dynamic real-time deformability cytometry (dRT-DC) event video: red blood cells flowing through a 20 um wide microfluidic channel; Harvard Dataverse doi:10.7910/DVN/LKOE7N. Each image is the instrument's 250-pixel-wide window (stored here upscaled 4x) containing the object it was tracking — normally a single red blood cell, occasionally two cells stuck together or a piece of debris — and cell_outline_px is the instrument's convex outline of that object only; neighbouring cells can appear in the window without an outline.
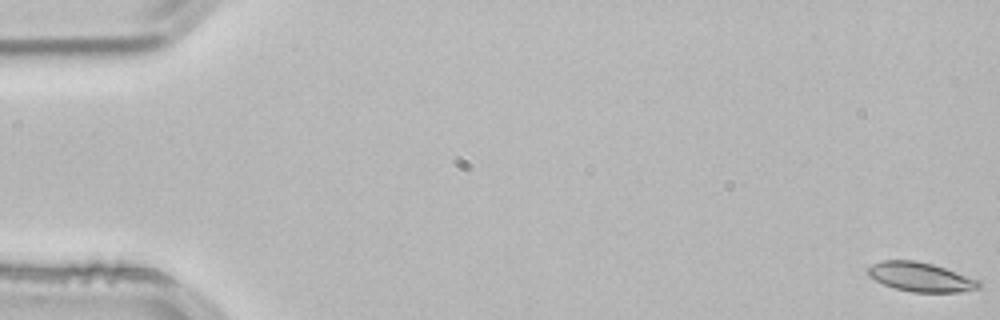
{"species": "common noctule bat (a hibernating species)", "species_latin": "Nyctalus noctula", "temperature_condition": "room temperature", "stored_images_in_passage": 54, "camera_frame_rate_fps": 3000, "um_per_image_px": 0.085, "animal": {"sex": "male", "body_mass_g": 21.5, "forearm_length_mm": 52.0}, "frame": {"image": 1, "passage_image": 1, "time_ms": 0.0, "image_size_px": [1000, 320], "cell_outline_px": [[980, 288], [960, 292], [912, 292], [896, 288], [884, 284], [868, 276], [868, 268], [872, 264], [884, 260], [916, 260], [932, 264], [980, 280]], "centroid_in_image_um": [78.26, 23.54], "position_along_channel_um": 6.7, "area_um2": 18.73}}
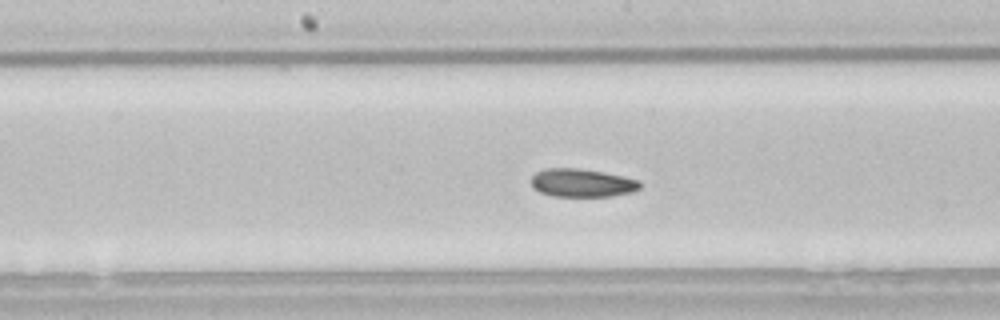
{"frame": {"image": 2, "passage_image": 28, "time_ms": 9.0, "image_size_px": [1000, 320], "cell_outline_px": [[640, 188], [632, 192], [612, 196], [552, 196], [540, 192], [532, 188], [532, 176], [536, 172], [544, 168], [580, 168], [604, 172], [624, 176], [640, 180]], "centroid_in_image_um": [49.47, 15.54], "position_along_channel_um": 198.7, "area_um2": 18.03}}
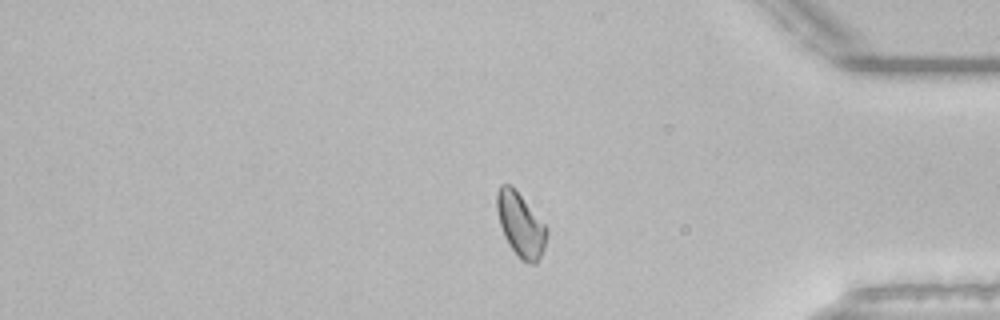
{"frame": {"image": 3, "passage_image": 45, "time_ms": 14.667, "image_size_px": [1000, 320], "cell_outline_px": [[548, 232], [544, 248], [536, 264], [532, 264], [520, 260], [508, 244], [504, 236], [500, 224], [496, 208], [496, 192], [500, 184], [512, 184], [548, 228]], "centroid_in_image_um": [44.24, 19.08], "position_along_channel_um": 391.0, "area_um2": 18.79}, "authors_computed_cell_mechanics": {"area_um2": 18.6116, "velocity_mm_per_s": 3.818, "shape_relaxation_time_tau1_ms": 6.8169, "shape_relaxation_time_tau2_ms": 3.3729, "deformation_change_tau1": 0.1318, "deformation_change_tau2": 0.0848}}